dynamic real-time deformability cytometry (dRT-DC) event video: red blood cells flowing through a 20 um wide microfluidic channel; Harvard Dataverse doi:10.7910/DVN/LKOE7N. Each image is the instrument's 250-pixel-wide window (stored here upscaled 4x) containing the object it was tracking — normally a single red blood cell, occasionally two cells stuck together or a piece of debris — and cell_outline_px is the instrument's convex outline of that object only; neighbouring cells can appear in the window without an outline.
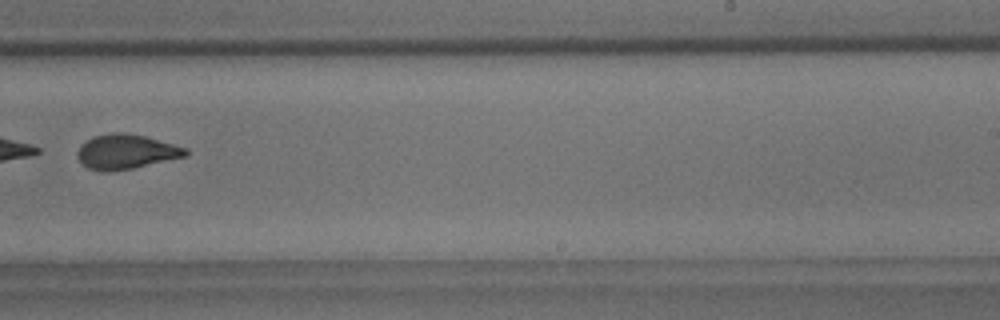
{"species": "common noctule bat (a hibernating species)", "species_latin": "Nyctalus noctula", "temperature_condition": "room temperature", "stored_images_in_passage": 9, "camera_frame_rate_fps": 3000, "um_per_image_px": 0.085, "animal": {"sex": "male", "body_mass_g": 18.8}, "frame": {"image": 1, "passage_image": 9, "time_ms": 10.0, "image_size_px": [1000, 320], "cell_outline_px": [[188, 156], [132, 168], [104, 172], [100, 172], [88, 168], [76, 156], [76, 152], [80, 144], [92, 136], [112, 132], [120, 132], [144, 136], [188, 148]], "centroid_in_image_um": [10.69, 12.89], "position_along_channel_um": 278.3, "area_um2": 21.91}}